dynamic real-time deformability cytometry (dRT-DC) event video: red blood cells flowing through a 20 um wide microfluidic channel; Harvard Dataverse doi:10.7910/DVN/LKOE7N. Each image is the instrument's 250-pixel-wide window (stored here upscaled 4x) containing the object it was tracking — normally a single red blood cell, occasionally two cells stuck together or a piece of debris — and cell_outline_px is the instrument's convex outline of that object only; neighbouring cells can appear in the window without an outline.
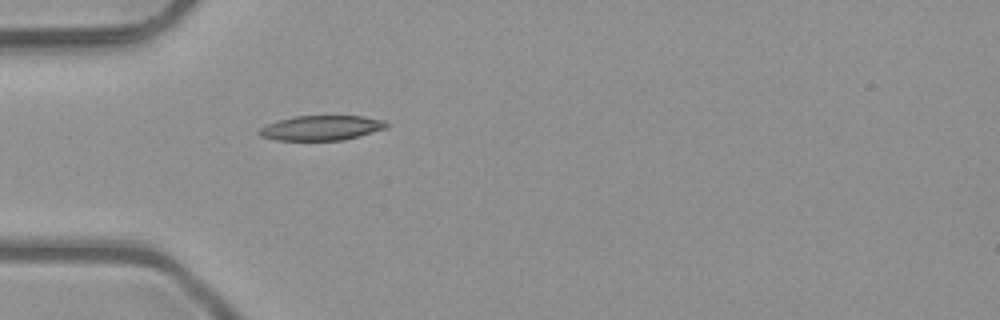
{"species": "common noctule bat (a hibernating species)", "species_latin": "Nyctalus noctula", "temperature_condition": "room temperature", "stored_images_in_passage": 1, "camera_frame_rate_fps": 3000, "um_per_image_px": 0.085, "animal": {"sex": "male", "body_mass_g": 23.1, "forearm_length_mm": 52.7}, "frame": {"image": 1, "passage_image": 1, "time_ms": 0.0, "image_size_px": [1000, 320], "cell_outline_px": [[388, 128], [344, 140], [276, 140], [260, 136], [256, 132], [260, 128], [268, 124], [280, 120], [296, 116], [364, 116], [384, 120], [388, 124]], "centroid_in_image_um": [27.34, 10.87], "position_along_channel_um": 57.7, "area_um2": 18.38}}